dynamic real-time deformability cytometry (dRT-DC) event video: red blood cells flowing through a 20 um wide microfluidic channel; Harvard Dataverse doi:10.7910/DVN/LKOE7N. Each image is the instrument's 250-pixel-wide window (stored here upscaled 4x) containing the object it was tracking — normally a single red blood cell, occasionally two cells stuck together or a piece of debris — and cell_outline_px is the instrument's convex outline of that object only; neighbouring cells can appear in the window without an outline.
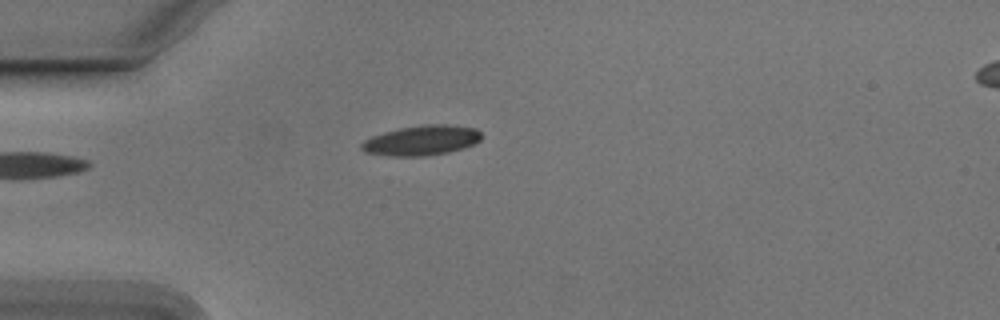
{"species": "Egyptian fruit bat (a non-hibernating species)", "species_latin": "Rousettus aegyptiacus", "temperature_condition": "cold", "stored_images_in_passage": 40, "camera_frame_rate_fps": 3000, "um_per_image_px": 0.085, "animal": {"sex": "male"}, "frame": {"image": 1, "passage_image": 1, "time_ms": 0.0, "image_size_px": [1000, 320], "cell_outline_px": [[480, 140], [464, 148], [448, 152], [424, 156], [392, 156], [364, 152], [360, 148], [360, 144], [364, 140], [372, 136], [384, 132], [400, 128], [424, 124], [448, 124], [476, 128], [480, 132]], "centroid_in_image_um": [35.81, 11.93], "position_along_channel_um": 49.2, "area_um2": 20.92}}
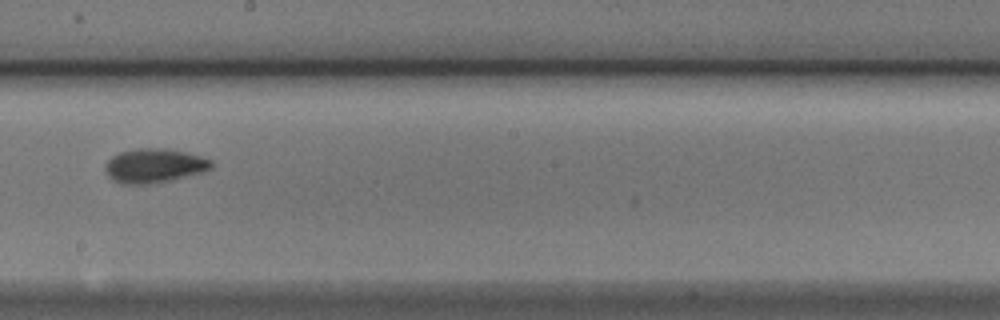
{"frame": {"image": 2, "passage_image": 17, "time_ms": 5.333, "image_size_px": [1000, 320], "cell_outline_px": [[212, 164], [208, 168], [200, 172], [168, 180], [148, 184], [120, 184], [112, 180], [108, 176], [104, 168], [104, 164], [112, 156], [120, 152], [140, 148], [164, 148], [184, 152], [200, 156], [212, 160]], "centroid_in_image_um": [13.02, 14.08], "position_along_channel_um": 235.2, "area_um2": 20.81}}
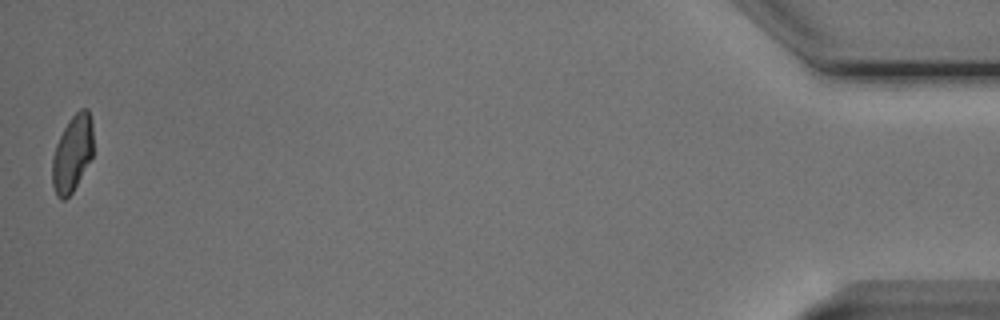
{"frame": {"image": 3, "passage_image": 40, "time_ms": 13.0, "image_size_px": [1000, 320], "cell_outline_px": [[92, 156], [72, 192], [64, 200], [60, 200], [56, 196], [52, 184], [52, 156], [56, 144], [68, 120], [80, 108], [88, 108], [92, 120]], "centroid_in_image_um": [6.13, 13.03], "position_along_channel_um": 429.1, "area_um2": 18.26}, "authors_computed_cell_mechanics": {"area_um2": 19.7676, "velocity_mm_per_s": 3.7684, "shape_relaxation_time_tau1_ms": 3.4254, "shape_relaxation_time_tau2_ms": 2.3903, "deformation_change_tau1": 0.1198, "deformation_change_tau2": 0.0672}}